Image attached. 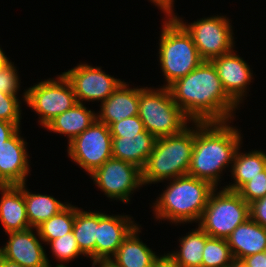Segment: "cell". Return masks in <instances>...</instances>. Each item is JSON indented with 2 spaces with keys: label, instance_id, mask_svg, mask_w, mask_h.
<instances>
[{
  "label": "cell",
  "instance_id": "6da1fadb",
  "mask_svg": "<svg viewBox=\"0 0 266 267\" xmlns=\"http://www.w3.org/2000/svg\"><path fill=\"white\" fill-rule=\"evenodd\" d=\"M168 88L174 102L192 122L231 121L240 110L226 94L211 61H203Z\"/></svg>",
  "mask_w": 266,
  "mask_h": 267
},
{
  "label": "cell",
  "instance_id": "7a4b0ae2",
  "mask_svg": "<svg viewBox=\"0 0 266 267\" xmlns=\"http://www.w3.org/2000/svg\"><path fill=\"white\" fill-rule=\"evenodd\" d=\"M233 121L194 122V146L188 175L206 180L215 188L222 187L224 173L226 169L230 171L236 151L244 141L242 130L233 126Z\"/></svg>",
  "mask_w": 266,
  "mask_h": 267
},
{
  "label": "cell",
  "instance_id": "3957f363",
  "mask_svg": "<svg viewBox=\"0 0 266 267\" xmlns=\"http://www.w3.org/2000/svg\"><path fill=\"white\" fill-rule=\"evenodd\" d=\"M162 183L168 185L164 184L162 193L150 205L152 217L159 223L166 221L176 227L187 223L197 225L215 187L188 174Z\"/></svg>",
  "mask_w": 266,
  "mask_h": 267
},
{
  "label": "cell",
  "instance_id": "277c9868",
  "mask_svg": "<svg viewBox=\"0 0 266 267\" xmlns=\"http://www.w3.org/2000/svg\"><path fill=\"white\" fill-rule=\"evenodd\" d=\"M161 22L156 56L164 77V84L160 87L168 88L204 60L200 57L191 35L173 16H163Z\"/></svg>",
  "mask_w": 266,
  "mask_h": 267
},
{
  "label": "cell",
  "instance_id": "5b68a950",
  "mask_svg": "<svg viewBox=\"0 0 266 267\" xmlns=\"http://www.w3.org/2000/svg\"><path fill=\"white\" fill-rule=\"evenodd\" d=\"M193 146L194 122L176 135L156 138L153 151L142 169L144 186L186 175Z\"/></svg>",
  "mask_w": 266,
  "mask_h": 267
},
{
  "label": "cell",
  "instance_id": "8992f818",
  "mask_svg": "<svg viewBox=\"0 0 266 267\" xmlns=\"http://www.w3.org/2000/svg\"><path fill=\"white\" fill-rule=\"evenodd\" d=\"M158 87L139 85L138 116L144 129L156 138L176 135L192 121L174 102L169 88Z\"/></svg>",
  "mask_w": 266,
  "mask_h": 267
},
{
  "label": "cell",
  "instance_id": "52a82bcc",
  "mask_svg": "<svg viewBox=\"0 0 266 267\" xmlns=\"http://www.w3.org/2000/svg\"><path fill=\"white\" fill-rule=\"evenodd\" d=\"M249 217V204L237 191L218 187L210 194L197 225L210 237L226 239Z\"/></svg>",
  "mask_w": 266,
  "mask_h": 267
},
{
  "label": "cell",
  "instance_id": "ba28073f",
  "mask_svg": "<svg viewBox=\"0 0 266 267\" xmlns=\"http://www.w3.org/2000/svg\"><path fill=\"white\" fill-rule=\"evenodd\" d=\"M176 12L173 17L191 35L193 42L204 61L231 52L236 48L232 20L227 15H209L196 21L188 22Z\"/></svg>",
  "mask_w": 266,
  "mask_h": 267
},
{
  "label": "cell",
  "instance_id": "9c48e42d",
  "mask_svg": "<svg viewBox=\"0 0 266 267\" xmlns=\"http://www.w3.org/2000/svg\"><path fill=\"white\" fill-rule=\"evenodd\" d=\"M76 103L73 88L63 73L26 88L25 104L38 115V124L41 128Z\"/></svg>",
  "mask_w": 266,
  "mask_h": 267
},
{
  "label": "cell",
  "instance_id": "30bf717a",
  "mask_svg": "<svg viewBox=\"0 0 266 267\" xmlns=\"http://www.w3.org/2000/svg\"><path fill=\"white\" fill-rule=\"evenodd\" d=\"M95 184L110 201L129 203L136 191L144 187L142 169L127 161L115 158L108 159L103 165L89 175ZM142 187V188H141Z\"/></svg>",
  "mask_w": 266,
  "mask_h": 267
},
{
  "label": "cell",
  "instance_id": "8fae6325",
  "mask_svg": "<svg viewBox=\"0 0 266 267\" xmlns=\"http://www.w3.org/2000/svg\"><path fill=\"white\" fill-rule=\"evenodd\" d=\"M66 146L68 158L88 175L112 158L109 126L97 119Z\"/></svg>",
  "mask_w": 266,
  "mask_h": 267
},
{
  "label": "cell",
  "instance_id": "7c38bea8",
  "mask_svg": "<svg viewBox=\"0 0 266 267\" xmlns=\"http://www.w3.org/2000/svg\"><path fill=\"white\" fill-rule=\"evenodd\" d=\"M81 62L64 72L78 103L105 101L124 81L106 73L101 66Z\"/></svg>",
  "mask_w": 266,
  "mask_h": 267
},
{
  "label": "cell",
  "instance_id": "4fadbf2b",
  "mask_svg": "<svg viewBox=\"0 0 266 267\" xmlns=\"http://www.w3.org/2000/svg\"><path fill=\"white\" fill-rule=\"evenodd\" d=\"M237 52L234 48L231 52L212 59L211 62L217 70L226 94L241 107L251 90L250 84L254 82L255 73L249 62Z\"/></svg>",
  "mask_w": 266,
  "mask_h": 267
},
{
  "label": "cell",
  "instance_id": "5bb4252c",
  "mask_svg": "<svg viewBox=\"0 0 266 267\" xmlns=\"http://www.w3.org/2000/svg\"><path fill=\"white\" fill-rule=\"evenodd\" d=\"M6 236L8 240L1 247L3 258L24 267H55L36 228L10 232Z\"/></svg>",
  "mask_w": 266,
  "mask_h": 267
},
{
  "label": "cell",
  "instance_id": "9a60e30c",
  "mask_svg": "<svg viewBox=\"0 0 266 267\" xmlns=\"http://www.w3.org/2000/svg\"><path fill=\"white\" fill-rule=\"evenodd\" d=\"M110 214L105 213V211L102 212V210L99 211V225L97 226L95 241V264H107L125 238L138 225L129 214Z\"/></svg>",
  "mask_w": 266,
  "mask_h": 267
},
{
  "label": "cell",
  "instance_id": "2e32d148",
  "mask_svg": "<svg viewBox=\"0 0 266 267\" xmlns=\"http://www.w3.org/2000/svg\"><path fill=\"white\" fill-rule=\"evenodd\" d=\"M20 128L0 145V185H20L31 175V160L26 137ZM30 174V175H29Z\"/></svg>",
  "mask_w": 266,
  "mask_h": 267
},
{
  "label": "cell",
  "instance_id": "e0dca14e",
  "mask_svg": "<svg viewBox=\"0 0 266 267\" xmlns=\"http://www.w3.org/2000/svg\"><path fill=\"white\" fill-rule=\"evenodd\" d=\"M123 81L118 88L105 100L96 112L97 120L110 126L114 122L138 115L139 86Z\"/></svg>",
  "mask_w": 266,
  "mask_h": 267
},
{
  "label": "cell",
  "instance_id": "ac0fdd59",
  "mask_svg": "<svg viewBox=\"0 0 266 267\" xmlns=\"http://www.w3.org/2000/svg\"><path fill=\"white\" fill-rule=\"evenodd\" d=\"M0 222L5 234L31 228L20 185H0Z\"/></svg>",
  "mask_w": 266,
  "mask_h": 267
},
{
  "label": "cell",
  "instance_id": "d6986e66",
  "mask_svg": "<svg viewBox=\"0 0 266 267\" xmlns=\"http://www.w3.org/2000/svg\"><path fill=\"white\" fill-rule=\"evenodd\" d=\"M142 224H138L108 261L110 267H152L160 255L141 240Z\"/></svg>",
  "mask_w": 266,
  "mask_h": 267
},
{
  "label": "cell",
  "instance_id": "ffe728a7",
  "mask_svg": "<svg viewBox=\"0 0 266 267\" xmlns=\"http://www.w3.org/2000/svg\"><path fill=\"white\" fill-rule=\"evenodd\" d=\"M226 240L233 257L243 259L266 250V228L249 217Z\"/></svg>",
  "mask_w": 266,
  "mask_h": 267
},
{
  "label": "cell",
  "instance_id": "44dd1931",
  "mask_svg": "<svg viewBox=\"0 0 266 267\" xmlns=\"http://www.w3.org/2000/svg\"><path fill=\"white\" fill-rule=\"evenodd\" d=\"M86 104L76 103L72 108L52 119L44 129L60 134L70 143L75 137L87 129L96 119V111L88 109Z\"/></svg>",
  "mask_w": 266,
  "mask_h": 267
},
{
  "label": "cell",
  "instance_id": "7402d4cb",
  "mask_svg": "<svg viewBox=\"0 0 266 267\" xmlns=\"http://www.w3.org/2000/svg\"><path fill=\"white\" fill-rule=\"evenodd\" d=\"M156 137L149 133H137L135 137H112V158L145 167L153 151Z\"/></svg>",
  "mask_w": 266,
  "mask_h": 267
},
{
  "label": "cell",
  "instance_id": "603a6c76",
  "mask_svg": "<svg viewBox=\"0 0 266 267\" xmlns=\"http://www.w3.org/2000/svg\"><path fill=\"white\" fill-rule=\"evenodd\" d=\"M242 147L243 144L236 151L229 171L233 181L223 186L231 191H238L246 182L260 175V172L266 169L265 149H251V151L242 152Z\"/></svg>",
  "mask_w": 266,
  "mask_h": 267
},
{
  "label": "cell",
  "instance_id": "cb8c5ba5",
  "mask_svg": "<svg viewBox=\"0 0 266 267\" xmlns=\"http://www.w3.org/2000/svg\"><path fill=\"white\" fill-rule=\"evenodd\" d=\"M27 187V182L22 184L26 214L31 228L38 227L42 222L58 214L70 203L69 200H64V202L57 200L53 195L33 193Z\"/></svg>",
  "mask_w": 266,
  "mask_h": 267
},
{
  "label": "cell",
  "instance_id": "d4e9b609",
  "mask_svg": "<svg viewBox=\"0 0 266 267\" xmlns=\"http://www.w3.org/2000/svg\"><path fill=\"white\" fill-rule=\"evenodd\" d=\"M84 210L75 205V221L73 234L80 251L95 264V241L97 238V226L99 225V211Z\"/></svg>",
  "mask_w": 266,
  "mask_h": 267
},
{
  "label": "cell",
  "instance_id": "484cf974",
  "mask_svg": "<svg viewBox=\"0 0 266 267\" xmlns=\"http://www.w3.org/2000/svg\"><path fill=\"white\" fill-rule=\"evenodd\" d=\"M209 235L199 226L178 238V247L167 253L180 267H201L203 250ZM179 248V249H178Z\"/></svg>",
  "mask_w": 266,
  "mask_h": 267
},
{
  "label": "cell",
  "instance_id": "4316f807",
  "mask_svg": "<svg viewBox=\"0 0 266 267\" xmlns=\"http://www.w3.org/2000/svg\"><path fill=\"white\" fill-rule=\"evenodd\" d=\"M75 221V205L72 201L58 214L50 217L36 227L37 232L47 245L49 242L72 232Z\"/></svg>",
  "mask_w": 266,
  "mask_h": 267
},
{
  "label": "cell",
  "instance_id": "83f0119b",
  "mask_svg": "<svg viewBox=\"0 0 266 267\" xmlns=\"http://www.w3.org/2000/svg\"><path fill=\"white\" fill-rule=\"evenodd\" d=\"M201 267H227L233 254L226 239L208 237L203 250Z\"/></svg>",
  "mask_w": 266,
  "mask_h": 267
},
{
  "label": "cell",
  "instance_id": "f1b7e54d",
  "mask_svg": "<svg viewBox=\"0 0 266 267\" xmlns=\"http://www.w3.org/2000/svg\"><path fill=\"white\" fill-rule=\"evenodd\" d=\"M49 245V254L52 252L51 256L56 259L57 264L55 267H68V263L75 261L77 258L86 257L81 251L74 237L73 232L65 234L47 244ZM59 263V264H58ZM67 263V264H66Z\"/></svg>",
  "mask_w": 266,
  "mask_h": 267
},
{
  "label": "cell",
  "instance_id": "f546056e",
  "mask_svg": "<svg viewBox=\"0 0 266 267\" xmlns=\"http://www.w3.org/2000/svg\"><path fill=\"white\" fill-rule=\"evenodd\" d=\"M19 98L16 95L0 92V119L22 128V102L25 103L26 99Z\"/></svg>",
  "mask_w": 266,
  "mask_h": 267
},
{
  "label": "cell",
  "instance_id": "4dcf8cb0",
  "mask_svg": "<svg viewBox=\"0 0 266 267\" xmlns=\"http://www.w3.org/2000/svg\"><path fill=\"white\" fill-rule=\"evenodd\" d=\"M14 62L10 65L0 69V92L22 96L21 99H26V88L23 90L22 94L18 95L21 91V77L19 74V69L17 70Z\"/></svg>",
  "mask_w": 266,
  "mask_h": 267
},
{
  "label": "cell",
  "instance_id": "1f68e13d",
  "mask_svg": "<svg viewBox=\"0 0 266 267\" xmlns=\"http://www.w3.org/2000/svg\"><path fill=\"white\" fill-rule=\"evenodd\" d=\"M237 192L248 204L264 198L266 196V169L246 182Z\"/></svg>",
  "mask_w": 266,
  "mask_h": 267
},
{
  "label": "cell",
  "instance_id": "d6a6232c",
  "mask_svg": "<svg viewBox=\"0 0 266 267\" xmlns=\"http://www.w3.org/2000/svg\"><path fill=\"white\" fill-rule=\"evenodd\" d=\"M112 137H135L137 133L146 132L138 115L114 122L109 126Z\"/></svg>",
  "mask_w": 266,
  "mask_h": 267
},
{
  "label": "cell",
  "instance_id": "836d02e7",
  "mask_svg": "<svg viewBox=\"0 0 266 267\" xmlns=\"http://www.w3.org/2000/svg\"><path fill=\"white\" fill-rule=\"evenodd\" d=\"M250 218L266 228V196L249 204Z\"/></svg>",
  "mask_w": 266,
  "mask_h": 267
},
{
  "label": "cell",
  "instance_id": "e575fe53",
  "mask_svg": "<svg viewBox=\"0 0 266 267\" xmlns=\"http://www.w3.org/2000/svg\"><path fill=\"white\" fill-rule=\"evenodd\" d=\"M19 129L16 124L0 119V145L10 139Z\"/></svg>",
  "mask_w": 266,
  "mask_h": 267
},
{
  "label": "cell",
  "instance_id": "d590c367",
  "mask_svg": "<svg viewBox=\"0 0 266 267\" xmlns=\"http://www.w3.org/2000/svg\"><path fill=\"white\" fill-rule=\"evenodd\" d=\"M176 0H148L154 6L163 13L164 16H173L176 13L175 10Z\"/></svg>",
  "mask_w": 266,
  "mask_h": 267
},
{
  "label": "cell",
  "instance_id": "8d00e7d4",
  "mask_svg": "<svg viewBox=\"0 0 266 267\" xmlns=\"http://www.w3.org/2000/svg\"><path fill=\"white\" fill-rule=\"evenodd\" d=\"M243 260L248 267H266V255L264 251L244 257Z\"/></svg>",
  "mask_w": 266,
  "mask_h": 267
},
{
  "label": "cell",
  "instance_id": "74e56055",
  "mask_svg": "<svg viewBox=\"0 0 266 267\" xmlns=\"http://www.w3.org/2000/svg\"><path fill=\"white\" fill-rule=\"evenodd\" d=\"M152 267H180L175 260L168 254H161L153 262Z\"/></svg>",
  "mask_w": 266,
  "mask_h": 267
},
{
  "label": "cell",
  "instance_id": "f35d334b",
  "mask_svg": "<svg viewBox=\"0 0 266 267\" xmlns=\"http://www.w3.org/2000/svg\"><path fill=\"white\" fill-rule=\"evenodd\" d=\"M3 48L0 45V69L4 68L12 63L9 57H7L6 52H4Z\"/></svg>",
  "mask_w": 266,
  "mask_h": 267
},
{
  "label": "cell",
  "instance_id": "ab89813d",
  "mask_svg": "<svg viewBox=\"0 0 266 267\" xmlns=\"http://www.w3.org/2000/svg\"><path fill=\"white\" fill-rule=\"evenodd\" d=\"M0 267H24V266L2 257L0 260Z\"/></svg>",
  "mask_w": 266,
  "mask_h": 267
},
{
  "label": "cell",
  "instance_id": "60d3db41",
  "mask_svg": "<svg viewBox=\"0 0 266 267\" xmlns=\"http://www.w3.org/2000/svg\"><path fill=\"white\" fill-rule=\"evenodd\" d=\"M228 267H248L243 259L233 258Z\"/></svg>",
  "mask_w": 266,
  "mask_h": 267
},
{
  "label": "cell",
  "instance_id": "b9f144b4",
  "mask_svg": "<svg viewBox=\"0 0 266 267\" xmlns=\"http://www.w3.org/2000/svg\"><path fill=\"white\" fill-rule=\"evenodd\" d=\"M91 267H110L108 264H92Z\"/></svg>",
  "mask_w": 266,
  "mask_h": 267
},
{
  "label": "cell",
  "instance_id": "7bdbcfd3",
  "mask_svg": "<svg viewBox=\"0 0 266 267\" xmlns=\"http://www.w3.org/2000/svg\"><path fill=\"white\" fill-rule=\"evenodd\" d=\"M2 258V251H1V247H0V260Z\"/></svg>",
  "mask_w": 266,
  "mask_h": 267
}]
</instances>
